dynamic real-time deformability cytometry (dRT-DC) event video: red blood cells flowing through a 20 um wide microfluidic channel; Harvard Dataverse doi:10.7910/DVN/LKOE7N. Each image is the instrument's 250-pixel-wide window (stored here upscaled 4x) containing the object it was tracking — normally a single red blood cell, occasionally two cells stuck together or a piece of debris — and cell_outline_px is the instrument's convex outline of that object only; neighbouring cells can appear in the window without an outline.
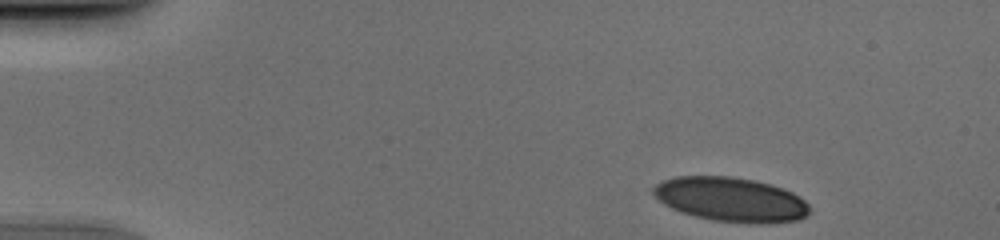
{"species": "human", "species_latin": "Homo sapiens", "temperature_condition": "cold", "stored_images_in_passage": 40, "camera_frame_rate_fps": 3000, "um_per_image_px": 0.085, "donor": {"sex": "male"}, "frame": {"image": 1, "passage_image": 1, "time_ms": 0.0, "image_size_px": [1000, 240], "cell_outline_px": [[812, 208], [808, 216], [800, 220], [768, 224], [756, 224], [712, 220], [680, 212], [664, 204], [652, 192], [652, 188], [656, 184], [664, 180], [676, 176], [732, 176], [752, 180], [768, 184], [792, 192], [800, 196]], "centroid_in_image_um": [62.17, 16.97], "position_along_channel_um": 22.8, "area_um2": 40.58}}
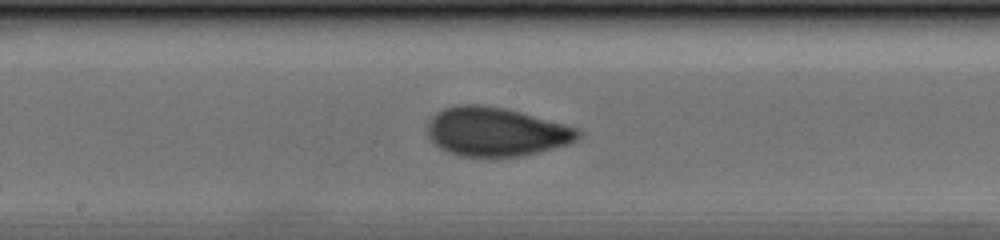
{"frame": {"image": 2, "passage_image": 22, "time_ms": 7.0, "image_size_px": [1000, 240], "cell_outline_px": [[580, 136], [576, 140], [568, 144], [520, 156], [460, 156], [448, 152], [440, 148], [428, 136], [428, 124], [432, 116], [436, 112], [444, 108], [456, 104], [480, 104], [504, 108], [520, 112], [580, 128]], "centroid_in_image_um": [42.15, 11.18], "position_along_channel_um": 206.1, "area_um2": 42.71}}
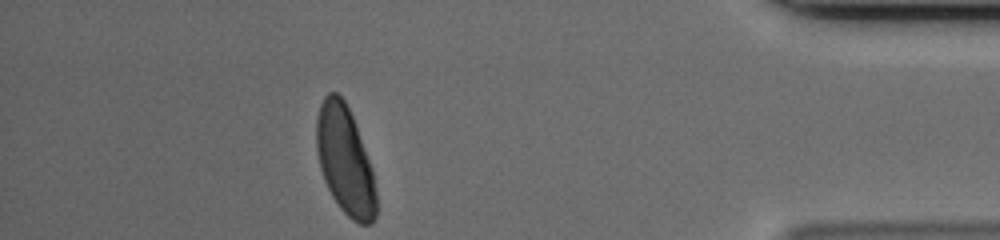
{"frame": {"image": 3, "passage_image": 40, "time_ms": 13.0, "image_size_px": [1000, 240], "cell_outline_px": [[376, 216], [372, 224], [360, 224], [352, 220], [340, 208], [332, 196], [324, 180], [320, 168], [316, 148], [316, 120], [320, 104], [324, 96], [328, 92], [336, 92], [344, 100], [352, 116], [372, 168], [376, 192]], "centroid_in_image_um": [29.32, 13.65], "position_along_channel_um": 405.9, "area_um2": 37.63}}